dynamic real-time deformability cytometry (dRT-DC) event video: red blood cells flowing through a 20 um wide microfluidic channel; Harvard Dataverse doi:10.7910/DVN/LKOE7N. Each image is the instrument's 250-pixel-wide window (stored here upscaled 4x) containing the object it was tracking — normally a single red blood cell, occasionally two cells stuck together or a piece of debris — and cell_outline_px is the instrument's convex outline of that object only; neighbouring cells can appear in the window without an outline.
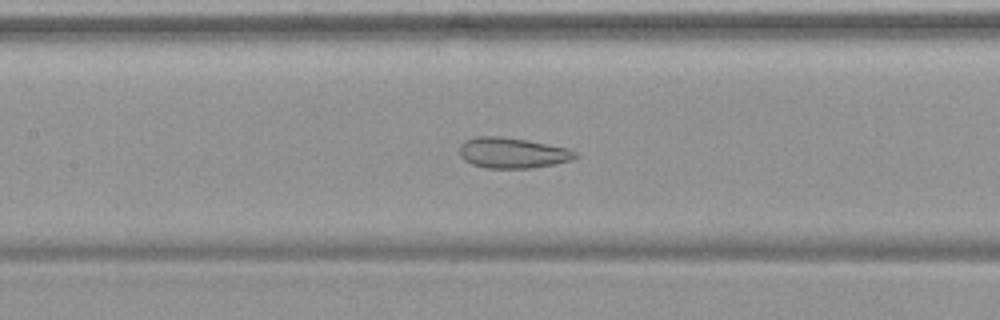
{"species": "common noctule bat (a hibernating species)", "species_latin": "Nyctalus noctula", "temperature_condition": "warm", "stored_images_in_passage": 54, "camera_frame_rate_fps": 3000, "um_per_image_px": 0.085, "animal": {"sex": "female", "body_mass_g": 19.9}, "frame": {"image": 1, "passage_image": 26, "time_ms": 8.333, "image_size_px": [1000, 320], "cell_outline_px": [[580, 156], [572, 160], [556, 164], [532, 168], [484, 168], [472, 164], [464, 160], [460, 156], [460, 144], [464, 140], [476, 136], [500, 136], [528, 140], [568, 148], [576, 152]], "centroid_in_image_um": [43.57, 12.99], "position_along_channel_um": 163.8, "area_um2": 20.92}}
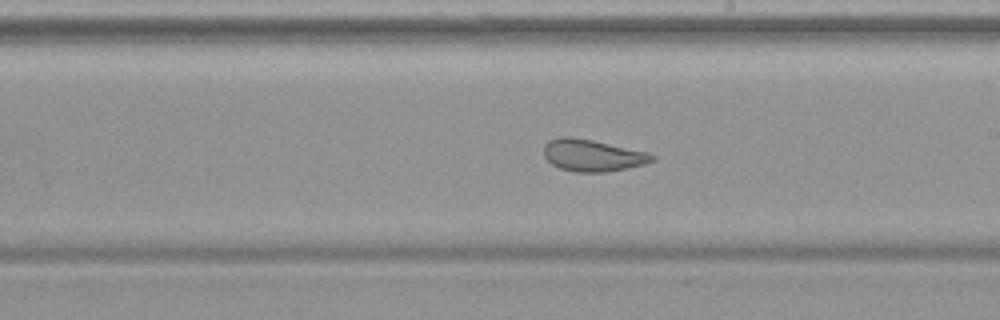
{"frame": {"image": 2, "passage_image": 32, "time_ms": 10.333, "image_size_px": [1000, 320], "cell_outline_px": [[656, 160], [644, 164], [628, 168], [608, 172], [576, 172], [560, 168], [552, 164], [544, 156], [544, 144], [548, 140], [560, 136], [572, 136], [592, 140], [648, 152], [656, 156]], "centroid_in_image_um": [50.37, 13.2], "position_along_channel_um": 238.6, "area_um2": 20.29}}
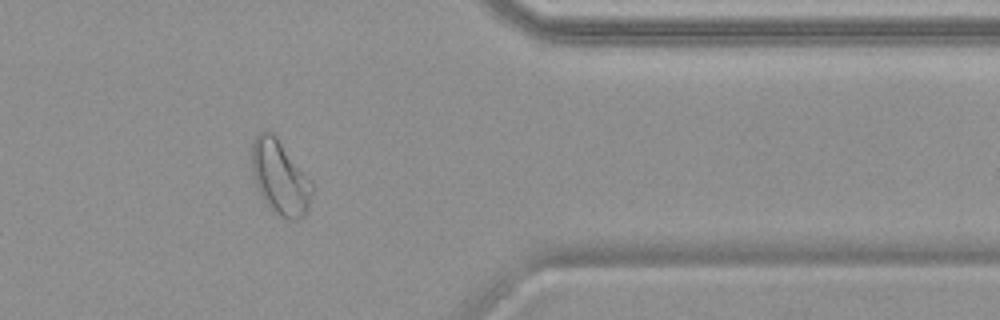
{"frame": {"image": 3, "passage_image": 45, "time_ms": 14.667, "image_size_px": [1000, 320], "cell_outline_px": [[312, 192], [308, 208], [304, 216], [296, 220], [288, 220], [272, 212], [264, 200], [256, 184], [252, 172], [252, 144], [256, 136], [264, 128], [268, 128], [276, 136], [312, 180]], "centroid_in_image_um": [23.81, 15.07], "position_along_channel_um": 387.6, "area_um2": 26.24}, "authors_computed_cell_mechanics": {"area_um2": 27.4261, "velocity_mm_per_s": 3.7608, "shape_relaxation_time_tau1_ms": null, "shape_relaxation_time_tau2_ms": 1.2128, "deformation_change_tau1": null, "deformation_change_tau2": 0.0871}}